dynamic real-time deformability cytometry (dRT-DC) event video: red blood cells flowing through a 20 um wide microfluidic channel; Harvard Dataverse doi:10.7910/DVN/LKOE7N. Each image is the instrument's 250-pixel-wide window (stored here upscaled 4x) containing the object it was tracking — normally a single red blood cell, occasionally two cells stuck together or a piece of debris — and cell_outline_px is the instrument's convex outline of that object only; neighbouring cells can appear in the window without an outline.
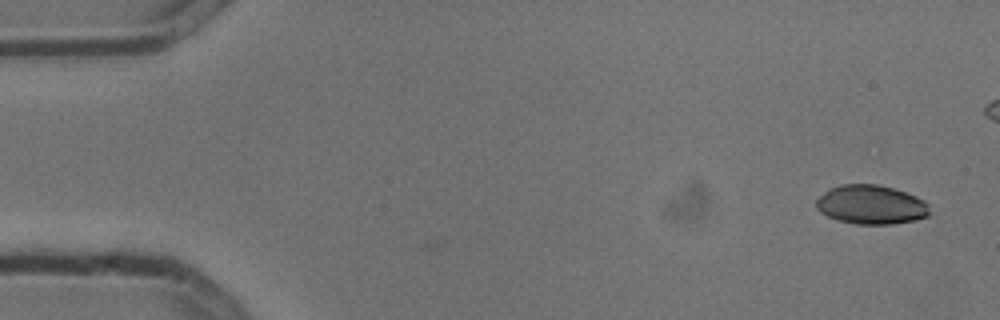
{"species": "common noctule bat (a hibernating species)", "species_latin": "Nyctalus noctula", "temperature_condition": "cold", "stored_images_in_passage": 2, "camera_frame_rate_fps": 3000, "um_per_image_px": 0.085, "animal": {"sex": "male", "body_mass_g": 13.3}, "frame": {"image": 1, "passage_image": 2, "time_ms": 0.333, "image_size_px": [1000, 320], "cell_outline_px": [[928, 216], [916, 220], [892, 224], [856, 224], [836, 220], [820, 212], [816, 208], [816, 200], [828, 188], [840, 184], [876, 184], [892, 188], [916, 196], [924, 200], [928, 204]], "centroid_in_image_um": [74.01, 17.4], "position_along_channel_um": 11.0, "area_um2": 25.89}}